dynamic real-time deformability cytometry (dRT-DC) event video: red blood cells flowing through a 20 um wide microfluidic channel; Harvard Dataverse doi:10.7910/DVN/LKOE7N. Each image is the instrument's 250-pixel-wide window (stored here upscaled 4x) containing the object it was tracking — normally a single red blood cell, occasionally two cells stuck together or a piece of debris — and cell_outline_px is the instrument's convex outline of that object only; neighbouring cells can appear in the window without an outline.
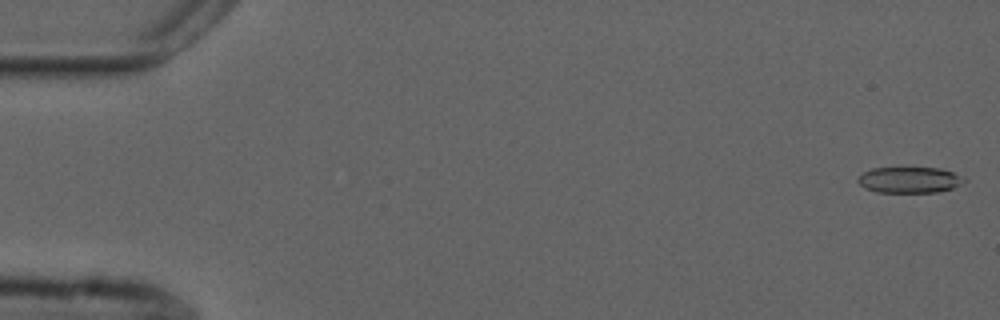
{"species": "common noctule bat (a hibernating species)", "species_latin": "Nyctalus noctula", "temperature_condition": "cold", "stored_images_in_passage": 15, "camera_frame_rate_fps": 3000, "um_per_image_px": 0.085, "animal": {"sex": "male", "forearm_length_mm": 52.5}, "frame": {"image": 1, "passage_image": 1, "time_ms": 0.0, "image_size_px": [1000, 320], "cell_outline_px": [[968, 180], [952, 188], [936, 192], [876, 192], [864, 188], [856, 180], [864, 172], [872, 168], [940, 168], [964, 176]], "centroid_in_image_um": [77.32, 15.29], "position_along_channel_um": 7.7, "area_um2": 16.07}}